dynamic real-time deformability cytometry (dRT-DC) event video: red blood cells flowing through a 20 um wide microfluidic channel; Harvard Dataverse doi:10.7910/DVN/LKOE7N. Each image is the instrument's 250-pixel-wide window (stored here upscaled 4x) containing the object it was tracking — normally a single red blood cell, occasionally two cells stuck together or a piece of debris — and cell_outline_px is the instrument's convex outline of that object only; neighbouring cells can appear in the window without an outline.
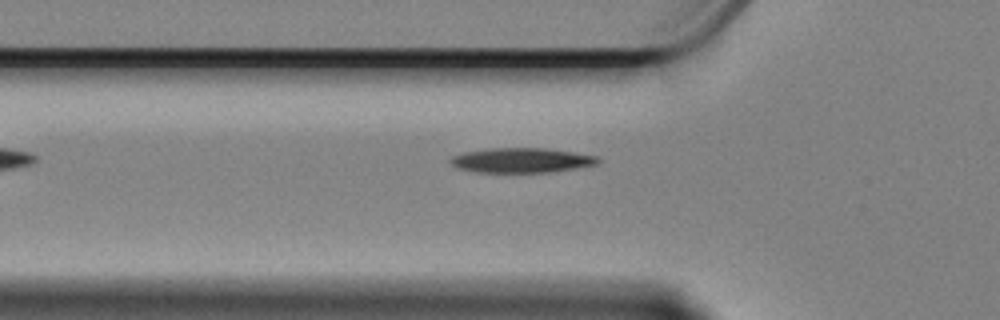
{"species": "Egyptian fruit bat (a non-hibernating species)", "species_latin": "Rousettus aegyptiacus", "temperature_condition": "cold", "stored_images_in_passage": 43, "camera_frame_rate_fps": 3000, "um_per_image_px": 0.085, "animal": {"sex": "female"}, "frame": {"image": 1, "passage_image": 2, "time_ms": 0.333, "image_size_px": [1000, 320], "cell_outline_px": [[600, 160], [596, 164], [548, 172], [476, 172], [456, 168], [448, 160], [452, 156], [464, 152], [492, 148], [544, 148], [600, 156]], "centroid_in_image_um": [44.28, 13.62], "position_along_channel_um": 81.5, "area_um2": 21.1}}
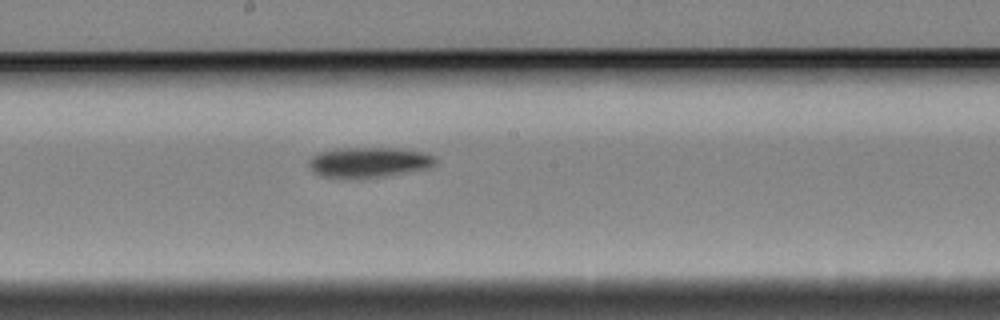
{"frame": {"image": 2, "passage_image": 14, "time_ms": 4.333, "image_size_px": [1000, 320], "cell_outline_px": [[436, 164], [428, 168], [384, 176], [324, 176], [316, 172], [308, 164], [308, 160], [312, 156], [320, 152], [336, 148], [396, 148], [424, 152], [436, 156]], "centroid_in_image_um": [31.41, 13.75], "position_along_channel_um": 216.8, "area_um2": 21.68}}
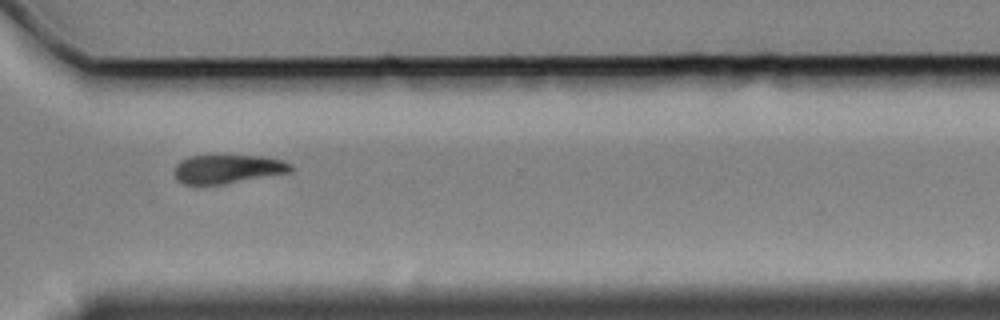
{"frame": {"image": 3, "passage_image": 26, "time_ms": 8.333, "image_size_px": [1000, 320], "cell_outline_px": [[292, 172], [224, 184], [184, 184], [176, 180], [172, 172], [176, 164], [180, 160], [188, 156], [220, 152], [264, 156], [284, 160], [292, 164]], "centroid_in_image_um": [19.33, 14.3], "position_along_channel_um": 351.3, "area_um2": 20.81}, "authors_computed_cell_mechanics": {"area_um2": 20.6346, "velocity_mm_per_s": 3.3672, "shape_relaxation_time_tau1_ms": 5.4042, "shape_relaxation_time_tau2_ms": 8.4592, "deformation_change_tau1": 0.1504, "deformation_change_tau2": 0.1402}}